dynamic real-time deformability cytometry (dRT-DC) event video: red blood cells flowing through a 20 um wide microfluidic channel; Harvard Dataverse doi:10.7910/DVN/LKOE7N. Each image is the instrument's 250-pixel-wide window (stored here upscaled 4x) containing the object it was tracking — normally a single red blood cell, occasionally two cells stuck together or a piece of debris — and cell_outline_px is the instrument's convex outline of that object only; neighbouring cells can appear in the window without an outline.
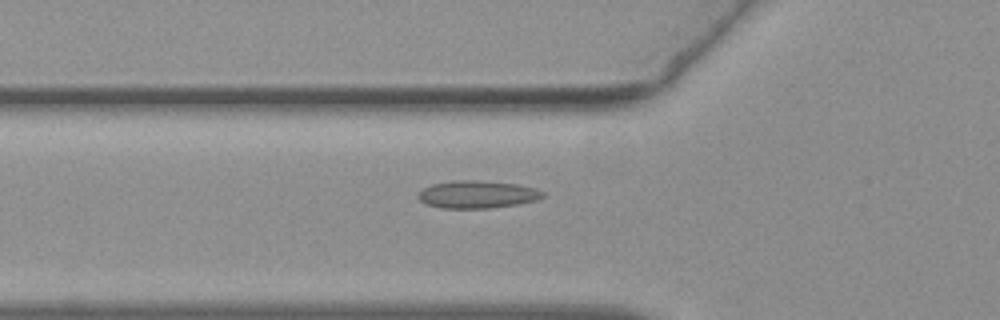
{"species": "common noctule bat (a hibernating species)", "species_latin": "Nyctalus noctula", "temperature_condition": "warm", "stored_images_in_passage": 37, "camera_frame_rate_fps": 3000, "um_per_image_px": 0.085, "animal": {"sex": "female", "body_mass_g": 19.3, "forearm_length_mm": 54.1}, "frame": {"image": 1, "passage_image": 2, "time_ms": 0.333, "image_size_px": [1000, 320], "cell_outline_px": [[544, 196], [536, 200], [520, 204], [492, 208], [440, 208], [424, 204], [416, 196], [416, 192], [432, 184], [452, 180], [480, 180], [516, 184], [536, 188], [544, 192]], "centroid_in_image_um": [40.53, 16.53], "position_along_channel_um": 85.3, "area_um2": 20.35}}
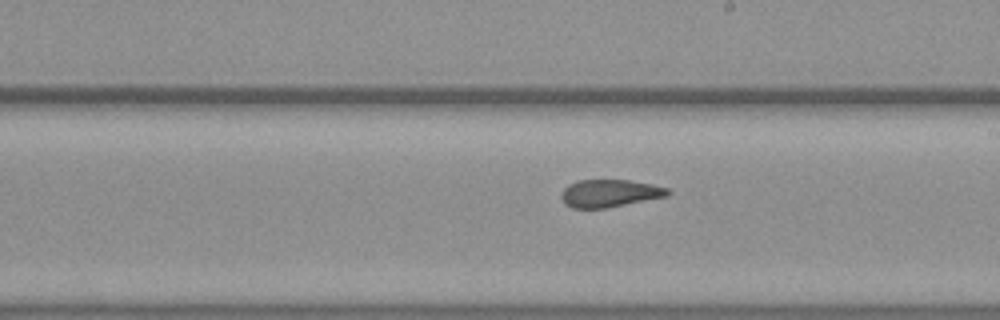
{"frame": {"image": 2, "passage_image": 14, "time_ms": 4.333, "image_size_px": [1000, 320], "cell_outline_px": [[672, 192], [668, 196], [604, 208], [572, 208], [564, 204], [560, 196], [560, 192], [568, 184], [576, 180], [628, 180], [652, 184], [668, 188]], "centroid_in_image_um": [51.79, 16.42], "position_along_channel_um": 237.2, "area_um2": 17.22}}
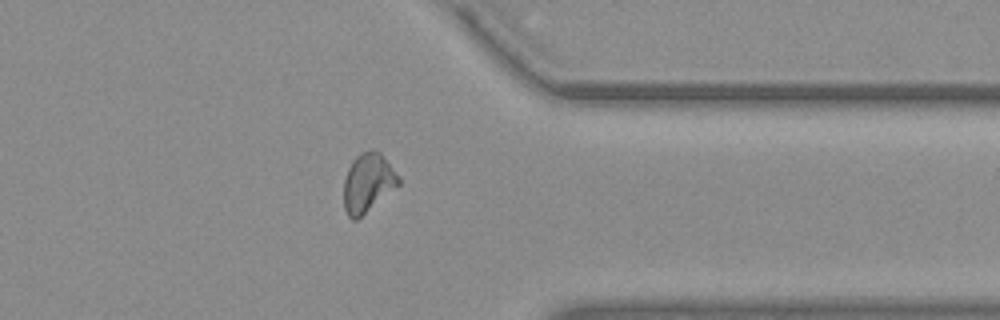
{"frame": {"image": 3, "passage_image": 26, "time_ms": 8.333, "image_size_px": [1000, 320], "cell_outline_px": [[400, 184], [356, 220], [352, 220], [348, 216], [344, 208], [344, 180], [348, 168], [352, 160], [360, 152], [372, 148], [376, 148], [380, 152], [400, 180]], "centroid_in_image_um": [31.24, 15.51], "position_along_channel_um": 380.2, "area_um2": 18.61}}